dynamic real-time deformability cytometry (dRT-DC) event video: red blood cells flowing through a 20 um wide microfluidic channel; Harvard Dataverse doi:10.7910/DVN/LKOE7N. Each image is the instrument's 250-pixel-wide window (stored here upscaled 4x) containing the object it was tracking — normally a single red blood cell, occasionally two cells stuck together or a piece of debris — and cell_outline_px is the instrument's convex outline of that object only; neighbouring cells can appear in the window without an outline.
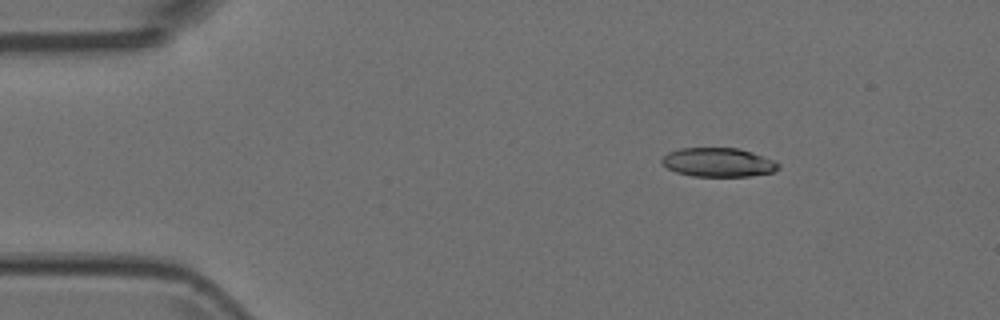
{"species": "Egyptian fruit bat (a non-hibernating species)", "species_latin": "Rousettus aegyptiacus", "temperature_condition": "room temperature", "stored_images_in_passage": 5, "camera_frame_rate_fps": 3000, "um_per_image_px": 0.085, "animal": {"sex": "female"}, "frame": {"image": 1, "passage_image": 3, "time_ms": 0.667, "image_size_px": [1000, 320], "cell_outline_px": [[780, 168], [772, 172], [748, 176], [692, 176], [676, 172], [660, 164], [660, 160], [668, 152], [680, 148], [740, 148], [752, 152], [772, 160], [780, 164]], "centroid_in_image_um": [61.01, 13.79], "position_along_channel_um": 24.0, "area_um2": 19.65}}